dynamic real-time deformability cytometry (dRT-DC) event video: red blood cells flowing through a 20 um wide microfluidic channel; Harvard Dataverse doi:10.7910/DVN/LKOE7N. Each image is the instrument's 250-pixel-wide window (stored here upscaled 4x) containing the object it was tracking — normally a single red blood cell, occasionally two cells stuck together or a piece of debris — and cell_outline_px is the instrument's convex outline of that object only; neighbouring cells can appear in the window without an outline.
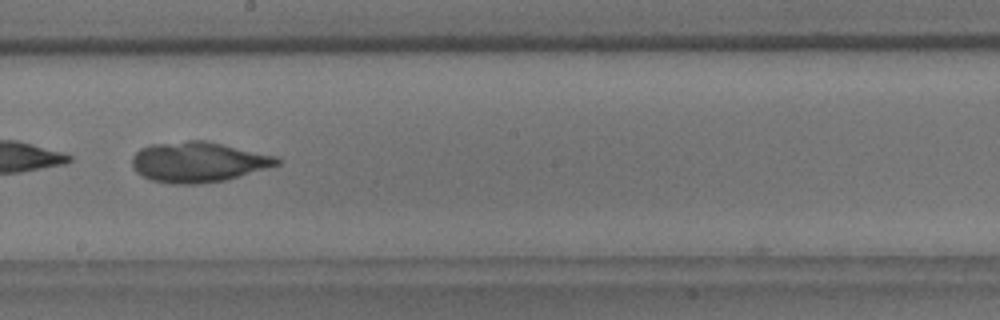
{"species": "common noctule bat (a hibernating species)", "species_latin": "Nyctalus noctula", "temperature_condition": "room temperature", "stored_images_in_passage": 25, "camera_frame_rate_fps": 3000, "um_per_image_px": 0.085, "animal": {"sex": "male", "body_mass_g": 18.8}, "frame": {"image": 1, "passage_image": 18, "time_ms": 5.667, "image_size_px": [1000, 320], "cell_outline_px": [[284, 160], [280, 164], [224, 180], [196, 184], [172, 184], [152, 180], [140, 176], [136, 172], [132, 164], [132, 156], [140, 148], [152, 144], [188, 140], [208, 140], [276, 156]], "centroid_in_image_um": [16.83, 13.76], "position_along_channel_um": 231.4, "area_um2": 34.16}}